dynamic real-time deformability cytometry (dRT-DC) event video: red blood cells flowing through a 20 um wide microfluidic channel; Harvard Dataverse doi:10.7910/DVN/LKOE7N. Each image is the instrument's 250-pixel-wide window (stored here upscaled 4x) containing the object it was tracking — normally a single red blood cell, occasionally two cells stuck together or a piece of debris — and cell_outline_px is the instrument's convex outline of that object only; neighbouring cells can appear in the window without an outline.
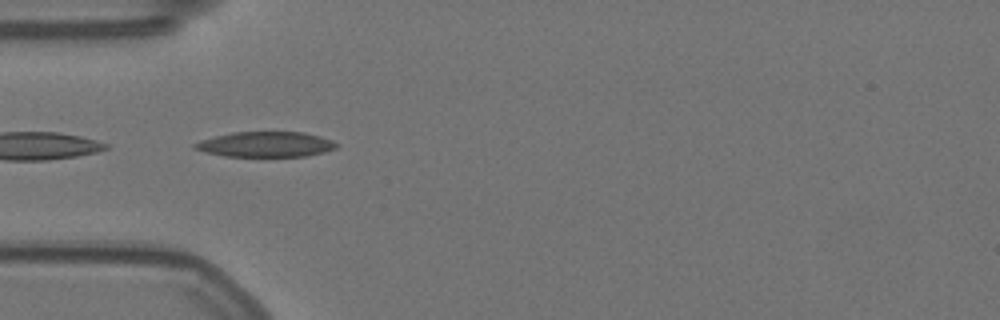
{"species": "Egyptian fruit bat (a non-hibernating species)", "species_latin": "Rousettus aegyptiacus", "temperature_condition": "warm", "stored_images_in_passage": 37, "camera_frame_rate_fps": 3000, "um_per_image_px": 0.085, "animal": {"sex": "female"}, "frame": {"image": 1, "passage_image": 1, "time_ms": 0.0, "image_size_px": [1000, 320], "cell_outline_px": [[336, 148], [324, 152], [304, 156], [224, 156], [204, 152], [192, 148], [192, 144], [200, 140], [232, 132], [304, 132], [320, 136], [332, 140], [336, 144]], "centroid_in_image_um": [22.54, 12.27], "position_along_channel_um": 62.5, "area_um2": 20.81}}
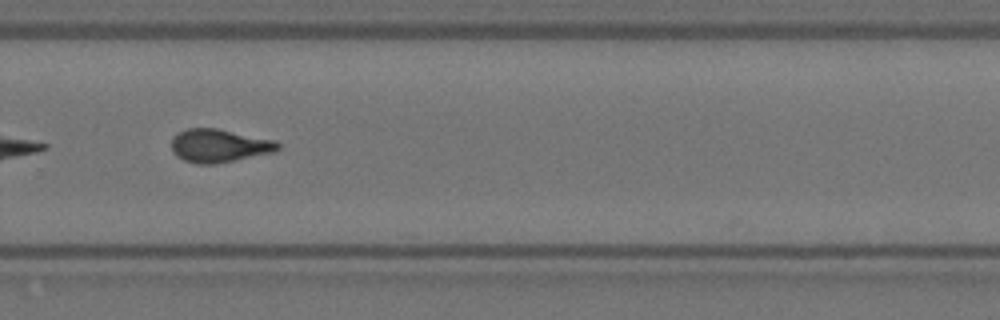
{"frame": {"image": 2, "passage_image": 22, "time_ms": 7.0, "image_size_px": [1000, 320], "cell_outline_px": [[280, 148], [276, 152], [216, 164], [196, 164], [184, 160], [176, 156], [172, 152], [172, 136], [188, 128], [216, 128], [276, 140], [280, 144]], "centroid_in_image_um": [18.65, 12.39], "position_along_channel_um": 311.2, "area_um2": 20.81}, "authors_computed_cell_mechanics": {"area_um2": 20.4612, "velocity_mm_per_s": 3.5634, "shape_relaxation_time_tau1_ms": null, "shape_relaxation_time_tau2_ms": 2.3808, "deformation_change_tau1": null, "deformation_change_tau2": 0.1003}}